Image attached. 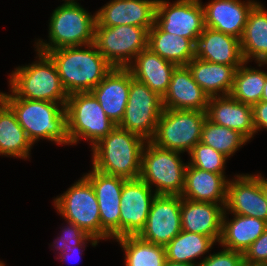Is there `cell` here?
<instances>
[{
	"label": "cell",
	"instance_id": "cell-1",
	"mask_svg": "<svg viewBox=\"0 0 267 266\" xmlns=\"http://www.w3.org/2000/svg\"><path fill=\"white\" fill-rule=\"evenodd\" d=\"M46 54L54 62L68 95L75 92H91L114 68L94 43L63 47L50 50Z\"/></svg>",
	"mask_w": 267,
	"mask_h": 266
},
{
	"label": "cell",
	"instance_id": "cell-2",
	"mask_svg": "<svg viewBox=\"0 0 267 266\" xmlns=\"http://www.w3.org/2000/svg\"><path fill=\"white\" fill-rule=\"evenodd\" d=\"M15 113L33 145L41 140L69 146L66 104L30 100L19 97H0Z\"/></svg>",
	"mask_w": 267,
	"mask_h": 266
},
{
	"label": "cell",
	"instance_id": "cell-3",
	"mask_svg": "<svg viewBox=\"0 0 267 266\" xmlns=\"http://www.w3.org/2000/svg\"><path fill=\"white\" fill-rule=\"evenodd\" d=\"M146 140L118 125L92 148V167L99 172L136 179L140 177Z\"/></svg>",
	"mask_w": 267,
	"mask_h": 266
},
{
	"label": "cell",
	"instance_id": "cell-4",
	"mask_svg": "<svg viewBox=\"0 0 267 266\" xmlns=\"http://www.w3.org/2000/svg\"><path fill=\"white\" fill-rule=\"evenodd\" d=\"M35 51L37 60L14 68L8 76L9 93L0 91V97L66 104L68 93L63 88L54 62L46 53Z\"/></svg>",
	"mask_w": 267,
	"mask_h": 266
},
{
	"label": "cell",
	"instance_id": "cell-5",
	"mask_svg": "<svg viewBox=\"0 0 267 266\" xmlns=\"http://www.w3.org/2000/svg\"><path fill=\"white\" fill-rule=\"evenodd\" d=\"M96 11L92 15L79 2L56 7L48 22V40H35V50L46 53L63 47L94 43Z\"/></svg>",
	"mask_w": 267,
	"mask_h": 266
},
{
	"label": "cell",
	"instance_id": "cell-6",
	"mask_svg": "<svg viewBox=\"0 0 267 266\" xmlns=\"http://www.w3.org/2000/svg\"><path fill=\"white\" fill-rule=\"evenodd\" d=\"M65 110L70 146L84 140L92 148L117 126L91 92L69 94Z\"/></svg>",
	"mask_w": 267,
	"mask_h": 266
},
{
	"label": "cell",
	"instance_id": "cell-7",
	"mask_svg": "<svg viewBox=\"0 0 267 266\" xmlns=\"http://www.w3.org/2000/svg\"><path fill=\"white\" fill-rule=\"evenodd\" d=\"M181 154L184 153L166 150L147 141L142 151L140 178L156 194L181 195L188 165L183 162Z\"/></svg>",
	"mask_w": 267,
	"mask_h": 266
},
{
	"label": "cell",
	"instance_id": "cell-8",
	"mask_svg": "<svg viewBox=\"0 0 267 266\" xmlns=\"http://www.w3.org/2000/svg\"><path fill=\"white\" fill-rule=\"evenodd\" d=\"M206 111L165 109L150 140L157 147L189 153L201 141Z\"/></svg>",
	"mask_w": 267,
	"mask_h": 266
},
{
	"label": "cell",
	"instance_id": "cell-9",
	"mask_svg": "<svg viewBox=\"0 0 267 266\" xmlns=\"http://www.w3.org/2000/svg\"><path fill=\"white\" fill-rule=\"evenodd\" d=\"M52 203L62 219L73 222L88 235L101 240L99 204L92 184L84 175Z\"/></svg>",
	"mask_w": 267,
	"mask_h": 266
},
{
	"label": "cell",
	"instance_id": "cell-10",
	"mask_svg": "<svg viewBox=\"0 0 267 266\" xmlns=\"http://www.w3.org/2000/svg\"><path fill=\"white\" fill-rule=\"evenodd\" d=\"M148 28L134 25L95 26L94 45L115 68H127L148 47Z\"/></svg>",
	"mask_w": 267,
	"mask_h": 266
},
{
	"label": "cell",
	"instance_id": "cell-11",
	"mask_svg": "<svg viewBox=\"0 0 267 266\" xmlns=\"http://www.w3.org/2000/svg\"><path fill=\"white\" fill-rule=\"evenodd\" d=\"M163 110L162 97L146 84L134 79L130 72L128 102L118 126L150 141Z\"/></svg>",
	"mask_w": 267,
	"mask_h": 266
},
{
	"label": "cell",
	"instance_id": "cell-12",
	"mask_svg": "<svg viewBox=\"0 0 267 266\" xmlns=\"http://www.w3.org/2000/svg\"><path fill=\"white\" fill-rule=\"evenodd\" d=\"M155 24L164 32L190 39L195 45L203 32L201 0H157Z\"/></svg>",
	"mask_w": 267,
	"mask_h": 266
},
{
	"label": "cell",
	"instance_id": "cell-13",
	"mask_svg": "<svg viewBox=\"0 0 267 266\" xmlns=\"http://www.w3.org/2000/svg\"><path fill=\"white\" fill-rule=\"evenodd\" d=\"M83 175L90 181L99 204L101 241L120 238V200L126 179L97 171L93 167Z\"/></svg>",
	"mask_w": 267,
	"mask_h": 266
},
{
	"label": "cell",
	"instance_id": "cell-14",
	"mask_svg": "<svg viewBox=\"0 0 267 266\" xmlns=\"http://www.w3.org/2000/svg\"><path fill=\"white\" fill-rule=\"evenodd\" d=\"M181 231V195L157 194L138 236L165 247Z\"/></svg>",
	"mask_w": 267,
	"mask_h": 266
},
{
	"label": "cell",
	"instance_id": "cell-15",
	"mask_svg": "<svg viewBox=\"0 0 267 266\" xmlns=\"http://www.w3.org/2000/svg\"><path fill=\"white\" fill-rule=\"evenodd\" d=\"M156 195L140 177L125 180L120 200V237L140 233Z\"/></svg>",
	"mask_w": 267,
	"mask_h": 266
},
{
	"label": "cell",
	"instance_id": "cell-16",
	"mask_svg": "<svg viewBox=\"0 0 267 266\" xmlns=\"http://www.w3.org/2000/svg\"><path fill=\"white\" fill-rule=\"evenodd\" d=\"M225 211L267 222V200L260 185V173L235 174L227 184Z\"/></svg>",
	"mask_w": 267,
	"mask_h": 266
},
{
	"label": "cell",
	"instance_id": "cell-17",
	"mask_svg": "<svg viewBox=\"0 0 267 266\" xmlns=\"http://www.w3.org/2000/svg\"><path fill=\"white\" fill-rule=\"evenodd\" d=\"M156 4L157 0H110L96 11V26L134 25L150 30Z\"/></svg>",
	"mask_w": 267,
	"mask_h": 266
},
{
	"label": "cell",
	"instance_id": "cell-18",
	"mask_svg": "<svg viewBox=\"0 0 267 266\" xmlns=\"http://www.w3.org/2000/svg\"><path fill=\"white\" fill-rule=\"evenodd\" d=\"M256 0H211L202 7L205 27L242 38L248 15Z\"/></svg>",
	"mask_w": 267,
	"mask_h": 266
},
{
	"label": "cell",
	"instance_id": "cell-19",
	"mask_svg": "<svg viewBox=\"0 0 267 266\" xmlns=\"http://www.w3.org/2000/svg\"><path fill=\"white\" fill-rule=\"evenodd\" d=\"M207 119L212 123L236 130L249 141L256 134L253 124V108L230 95L209 97Z\"/></svg>",
	"mask_w": 267,
	"mask_h": 266
},
{
	"label": "cell",
	"instance_id": "cell-20",
	"mask_svg": "<svg viewBox=\"0 0 267 266\" xmlns=\"http://www.w3.org/2000/svg\"><path fill=\"white\" fill-rule=\"evenodd\" d=\"M165 109L206 111L209 96L194 81L188 66H176L162 97Z\"/></svg>",
	"mask_w": 267,
	"mask_h": 266
},
{
	"label": "cell",
	"instance_id": "cell-21",
	"mask_svg": "<svg viewBox=\"0 0 267 266\" xmlns=\"http://www.w3.org/2000/svg\"><path fill=\"white\" fill-rule=\"evenodd\" d=\"M130 89L128 68H113L91 91L106 115L116 124L122 121Z\"/></svg>",
	"mask_w": 267,
	"mask_h": 266
},
{
	"label": "cell",
	"instance_id": "cell-22",
	"mask_svg": "<svg viewBox=\"0 0 267 266\" xmlns=\"http://www.w3.org/2000/svg\"><path fill=\"white\" fill-rule=\"evenodd\" d=\"M195 57L229 66H240L245 62L240 39L208 27H204L198 37Z\"/></svg>",
	"mask_w": 267,
	"mask_h": 266
},
{
	"label": "cell",
	"instance_id": "cell-23",
	"mask_svg": "<svg viewBox=\"0 0 267 266\" xmlns=\"http://www.w3.org/2000/svg\"><path fill=\"white\" fill-rule=\"evenodd\" d=\"M224 210L221 204L181 198L182 230L208 236L219 243Z\"/></svg>",
	"mask_w": 267,
	"mask_h": 266
},
{
	"label": "cell",
	"instance_id": "cell-24",
	"mask_svg": "<svg viewBox=\"0 0 267 266\" xmlns=\"http://www.w3.org/2000/svg\"><path fill=\"white\" fill-rule=\"evenodd\" d=\"M229 180L225 174L208 172L188 164L181 198L221 204L225 208Z\"/></svg>",
	"mask_w": 267,
	"mask_h": 266
},
{
	"label": "cell",
	"instance_id": "cell-25",
	"mask_svg": "<svg viewBox=\"0 0 267 266\" xmlns=\"http://www.w3.org/2000/svg\"><path fill=\"white\" fill-rule=\"evenodd\" d=\"M127 68L134 79L146 84L152 91L163 97L168 90L176 65L147 47L136 55Z\"/></svg>",
	"mask_w": 267,
	"mask_h": 266
},
{
	"label": "cell",
	"instance_id": "cell-26",
	"mask_svg": "<svg viewBox=\"0 0 267 266\" xmlns=\"http://www.w3.org/2000/svg\"><path fill=\"white\" fill-rule=\"evenodd\" d=\"M231 216L233 218L229 220L228 213L224 210L218 246L244 254L250 245L264 233L267 222L251 216L237 214H231Z\"/></svg>",
	"mask_w": 267,
	"mask_h": 266
},
{
	"label": "cell",
	"instance_id": "cell-27",
	"mask_svg": "<svg viewBox=\"0 0 267 266\" xmlns=\"http://www.w3.org/2000/svg\"><path fill=\"white\" fill-rule=\"evenodd\" d=\"M194 81L209 96L229 95L239 66H229L193 58L187 64Z\"/></svg>",
	"mask_w": 267,
	"mask_h": 266
},
{
	"label": "cell",
	"instance_id": "cell-28",
	"mask_svg": "<svg viewBox=\"0 0 267 266\" xmlns=\"http://www.w3.org/2000/svg\"><path fill=\"white\" fill-rule=\"evenodd\" d=\"M33 146L13 110L0 98V156L28 160Z\"/></svg>",
	"mask_w": 267,
	"mask_h": 266
},
{
	"label": "cell",
	"instance_id": "cell-29",
	"mask_svg": "<svg viewBox=\"0 0 267 266\" xmlns=\"http://www.w3.org/2000/svg\"><path fill=\"white\" fill-rule=\"evenodd\" d=\"M240 44L244 61L267 62V9L261 2L250 11Z\"/></svg>",
	"mask_w": 267,
	"mask_h": 266
},
{
	"label": "cell",
	"instance_id": "cell-30",
	"mask_svg": "<svg viewBox=\"0 0 267 266\" xmlns=\"http://www.w3.org/2000/svg\"><path fill=\"white\" fill-rule=\"evenodd\" d=\"M148 48L176 66H186L195 58V44L190 39L166 33L155 23L148 31Z\"/></svg>",
	"mask_w": 267,
	"mask_h": 266
},
{
	"label": "cell",
	"instance_id": "cell-31",
	"mask_svg": "<svg viewBox=\"0 0 267 266\" xmlns=\"http://www.w3.org/2000/svg\"><path fill=\"white\" fill-rule=\"evenodd\" d=\"M216 244L213 238L182 230L165 246L166 260L197 265ZM198 258L200 260L196 262Z\"/></svg>",
	"mask_w": 267,
	"mask_h": 266
},
{
	"label": "cell",
	"instance_id": "cell-32",
	"mask_svg": "<svg viewBox=\"0 0 267 266\" xmlns=\"http://www.w3.org/2000/svg\"><path fill=\"white\" fill-rule=\"evenodd\" d=\"M124 252L125 266H164L165 247L140 238L138 235L114 239Z\"/></svg>",
	"mask_w": 267,
	"mask_h": 266
},
{
	"label": "cell",
	"instance_id": "cell-33",
	"mask_svg": "<svg viewBox=\"0 0 267 266\" xmlns=\"http://www.w3.org/2000/svg\"><path fill=\"white\" fill-rule=\"evenodd\" d=\"M245 61L235 72L230 96L239 102L253 106L261 101L267 71L248 67Z\"/></svg>",
	"mask_w": 267,
	"mask_h": 266
},
{
	"label": "cell",
	"instance_id": "cell-34",
	"mask_svg": "<svg viewBox=\"0 0 267 266\" xmlns=\"http://www.w3.org/2000/svg\"><path fill=\"white\" fill-rule=\"evenodd\" d=\"M230 158L249 140L240 132L212 123L206 118L201 133V141Z\"/></svg>",
	"mask_w": 267,
	"mask_h": 266
},
{
	"label": "cell",
	"instance_id": "cell-35",
	"mask_svg": "<svg viewBox=\"0 0 267 266\" xmlns=\"http://www.w3.org/2000/svg\"><path fill=\"white\" fill-rule=\"evenodd\" d=\"M188 155L189 165L216 174H226V163L230 159L211 146L198 142Z\"/></svg>",
	"mask_w": 267,
	"mask_h": 266
},
{
	"label": "cell",
	"instance_id": "cell-36",
	"mask_svg": "<svg viewBox=\"0 0 267 266\" xmlns=\"http://www.w3.org/2000/svg\"><path fill=\"white\" fill-rule=\"evenodd\" d=\"M67 226H62L61 234L56 237L52 243L57 255L61 254L64 249H71L73 246L80 245L89 235L73 222L66 220Z\"/></svg>",
	"mask_w": 267,
	"mask_h": 266
},
{
	"label": "cell",
	"instance_id": "cell-37",
	"mask_svg": "<svg viewBox=\"0 0 267 266\" xmlns=\"http://www.w3.org/2000/svg\"><path fill=\"white\" fill-rule=\"evenodd\" d=\"M219 251L210 253L197 266H244L243 253L226 248Z\"/></svg>",
	"mask_w": 267,
	"mask_h": 266
},
{
	"label": "cell",
	"instance_id": "cell-38",
	"mask_svg": "<svg viewBox=\"0 0 267 266\" xmlns=\"http://www.w3.org/2000/svg\"><path fill=\"white\" fill-rule=\"evenodd\" d=\"M244 264L250 266L267 265V227L262 235L243 254Z\"/></svg>",
	"mask_w": 267,
	"mask_h": 266
},
{
	"label": "cell",
	"instance_id": "cell-39",
	"mask_svg": "<svg viewBox=\"0 0 267 266\" xmlns=\"http://www.w3.org/2000/svg\"><path fill=\"white\" fill-rule=\"evenodd\" d=\"M99 242L100 241H98L96 238L89 235L80 245L73 246L71 249H64L63 252L58 255V258L56 257L55 259H59L62 262H68V259H71L72 257L74 259L75 255L76 257H80L81 259L80 255L83 254V251H85L86 246H88V243H90L91 246L96 247Z\"/></svg>",
	"mask_w": 267,
	"mask_h": 266
},
{
	"label": "cell",
	"instance_id": "cell-40",
	"mask_svg": "<svg viewBox=\"0 0 267 266\" xmlns=\"http://www.w3.org/2000/svg\"><path fill=\"white\" fill-rule=\"evenodd\" d=\"M253 124L256 133L263 129L267 131V102L260 101L253 106Z\"/></svg>",
	"mask_w": 267,
	"mask_h": 266
},
{
	"label": "cell",
	"instance_id": "cell-41",
	"mask_svg": "<svg viewBox=\"0 0 267 266\" xmlns=\"http://www.w3.org/2000/svg\"><path fill=\"white\" fill-rule=\"evenodd\" d=\"M260 185L262 188V192L267 200V178L260 173Z\"/></svg>",
	"mask_w": 267,
	"mask_h": 266
},
{
	"label": "cell",
	"instance_id": "cell-42",
	"mask_svg": "<svg viewBox=\"0 0 267 266\" xmlns=\"http://www.w3.org/2000/svg\"><path fill=\"white\" fill-rule=\"evenodd\" d=\"M164 266H197L194 264H186V263H179V262H173L166 260V263Z\"/></svg>",
	"mask_w": 267,
	"mask_h": 266
},
{
	"label": "cell",
	"instance_id": "cell-43",
	"mask_svg": "<svg viewBox=\"0 0 267 266\" xmlns=\"http://www.w3.org/2000/svg\"><path fill=\"white\" fill-rule=\"evenodd\" d=\"M261 101L267 102V76H266V81H265V84H264V89H263V94H262V97H261Z\"/></svg>",
	"mask_w": 267,
	"mask_h": 266
},
{
	"label": "cell",
	"instance_id": "cell-44",
	"mask_svg": "<svg viewBox=\"0 0 267 266\" xmlns=\"http://www.w3.org/2000/svg\"><path fill=\"white\" fill-rule=\"evenodd\" d=\"M264 65L266 66L267 62H257L258 67H263Z\"/></svg>",
	"mask_w": 267,
	"mask_h": 266
},
{
	"label": "cell",
	"instance_id": "cell-45",
	"mask_svg": "<svg viewBox=\"0 0 267 266\" xmlns=\"http://www.w3.org/2000/svg\"><path fill=\"white\" fill-rule=\"evenodd\" d=\"M67 3H77L78 0H62Z\"/></svg>",
	"mask_w": 267,
	"mask_h": 266
},
{
	"label": "cell",
	"instance_id": "cell-46",
	"mask_svg": "<svg viewBox=\"0 0 267 266\" xmlns=\"http://www.w3.org/2000/svg\"><path fill=\"white\" fill-rule=\"evenodd\" d=\"M0 266H6V264L3 261H0Z\"/></svg>",
	"mask_w": 267,
	"mask_h": 266
}]
</instances>
